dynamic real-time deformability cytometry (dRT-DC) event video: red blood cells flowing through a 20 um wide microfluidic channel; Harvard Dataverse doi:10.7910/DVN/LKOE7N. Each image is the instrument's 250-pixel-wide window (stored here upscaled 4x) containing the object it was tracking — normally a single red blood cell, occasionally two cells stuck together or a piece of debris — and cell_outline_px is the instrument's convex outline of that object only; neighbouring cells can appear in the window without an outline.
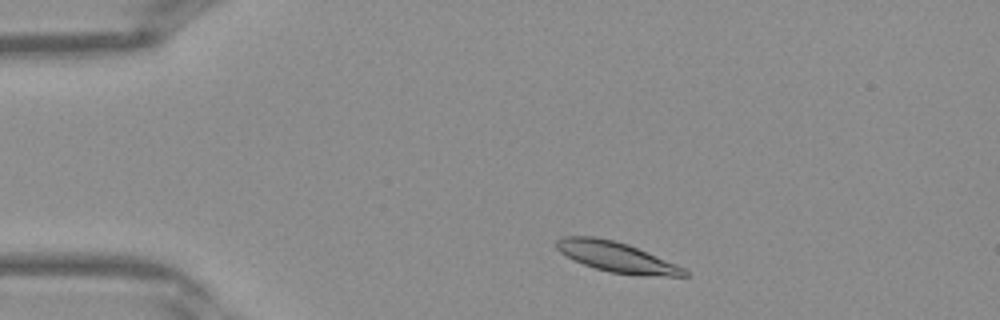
{"species": "Egyptian fruit bat (a non-hibernating species)", "species_latin": "Rousettus aegyptiacus", "temperature_condition": "warm", "stored_images_in_passage": 35, "camera_frame_rate_fps": 3000, "um_per_image_px": 0.085, "frame": {"image": 1, "passage_image": 2, "time_ms": 0.333, "image_size_px": [1000, 320], "cell_outline_px": [[688, 276], [640, 276], [608, 272], [584, 264], [560, 252], [556, 248], [556, 240], [564, 236], [592, 236], [612, 240], [628, 244], [684, 268], [688, 272]], "centroid_in_image_um": [52.41, 21.85], "position_along_channel_um": 32.6, "area_um2": 22.25}}
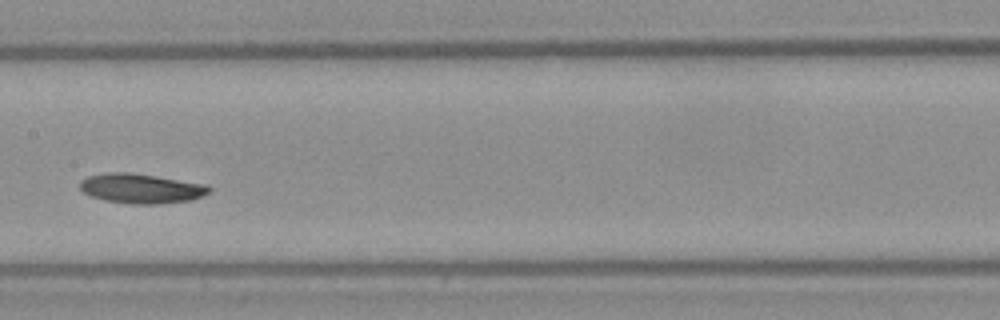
{"frame": {"image": 2, "passage_image": 15, "time_ms": 4.667, "image_size_px": [1000, 320], "cell_outline_px": [[212, 188], [208, 192], [192, 200], [160, 204], [128, 204], [104, 200], [92, 196], [84, 192], [80, 188], [80, 180], [88, 176], [108, 172], [128, 172], [204, 184]], "centroid_in_image_um": [11.96, 16.03], "position_along_channel_um": 195.4, "area_um2": 22.14}}
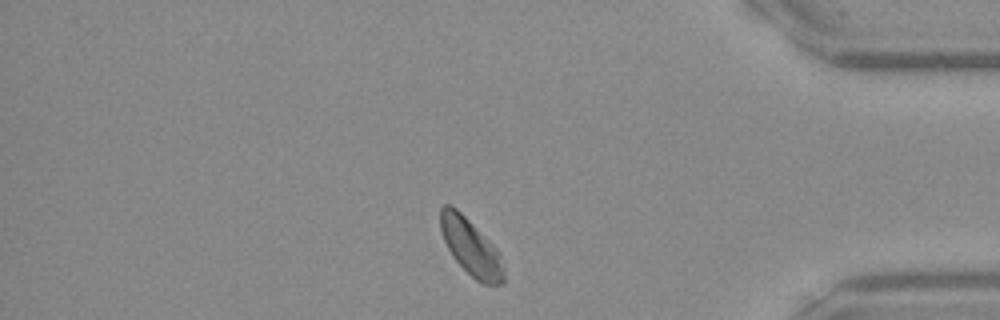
{"frame": {"image": 3, "passage_image": 29, "time_ms": 9.333, "image_size_px": [1000, 320], "cell_outline_px": [[504, 284], [484, 284], [476, 280], [452, 256], [444, 240], [440, 228], [440, 208], [444, 204], [452, 204], [496, 248], [504, 268]], "centroid_in_image_um": [40.0, 21.0], "position_along_channel_um": 395.2, "area_um2": 20.4}}